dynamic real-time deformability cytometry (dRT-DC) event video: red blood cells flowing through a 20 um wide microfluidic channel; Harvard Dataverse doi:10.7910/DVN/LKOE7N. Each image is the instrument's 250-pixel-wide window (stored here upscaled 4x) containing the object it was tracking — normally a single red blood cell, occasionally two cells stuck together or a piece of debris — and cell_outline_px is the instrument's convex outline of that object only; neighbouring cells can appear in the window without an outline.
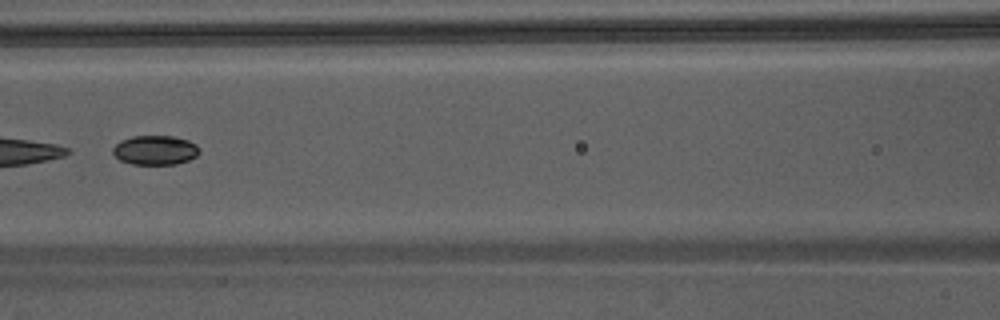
{"species": "Egyptian fruit bat (a non-hibernating species)", "species_latin": "Rousettus aegyptiacus", "temperature_condition": "warm", "stored_images_in_passage": 43, "segment_of_instrument_passage": [2, 2], "camera_frame_rate_fps": 3000, "um_per_image_px": 0.085, "animal": {"sex": "male"}, "frame": {"image": 1, "passage_image": 19, "time_ms": 6.0, "image_size_px": [1000, 320], "cell_outline_px": [[200, 152], [196, 156], [188, 160], [176, 164], [132, 164], [120, 160], [112, 152], [112, 148], [120, 140], [132, 136], [172, 136], [188, 140], [196, 144], [200, 148]], "centroid_in_image_um": [13.19, 12.75], "position_along_channel_um": 153.4, "area_um2": 14.85}}